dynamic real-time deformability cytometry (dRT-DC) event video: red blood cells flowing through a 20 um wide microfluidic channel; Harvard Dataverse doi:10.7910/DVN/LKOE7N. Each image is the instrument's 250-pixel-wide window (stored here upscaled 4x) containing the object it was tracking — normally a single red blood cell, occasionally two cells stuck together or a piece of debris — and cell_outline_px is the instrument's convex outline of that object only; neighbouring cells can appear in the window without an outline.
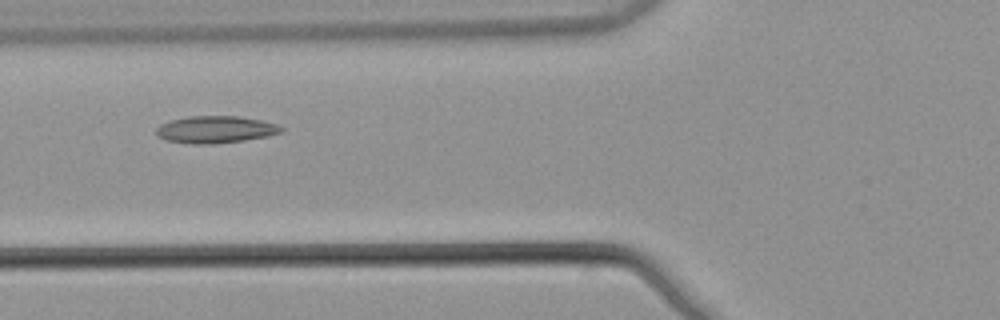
{"species": "common noctule bat (a hibernating species)", "species_latin": "Nyctalus noctula", "temperature_condition": "warm", "stored_images_in_passage": 3, "camera_frame_rate_fps": 3000, "um_per_image_px": 0.085, "animal": {"sex": "male", "body_mass_g": 21.5, "forearm_length_mm": 52.0}, "frame": {"image": 1, "passage_image": 3, "time_ms": 0.667, "image_size_px": [1000, 320], "cell_outline_px": [[284, 132], [268, 136], [244, 140], [216, 144], [192, 144], [164, 140], [156, 136], [156, 128], [160, 124], [172, 120], [188, 116], [240, 116], [260, 120], [276, 124], [284, 128]], "centroid_in_image_um": [18.31, 11.02], "position_along_channel_um": 107.5, "area_um2": 19.94}}